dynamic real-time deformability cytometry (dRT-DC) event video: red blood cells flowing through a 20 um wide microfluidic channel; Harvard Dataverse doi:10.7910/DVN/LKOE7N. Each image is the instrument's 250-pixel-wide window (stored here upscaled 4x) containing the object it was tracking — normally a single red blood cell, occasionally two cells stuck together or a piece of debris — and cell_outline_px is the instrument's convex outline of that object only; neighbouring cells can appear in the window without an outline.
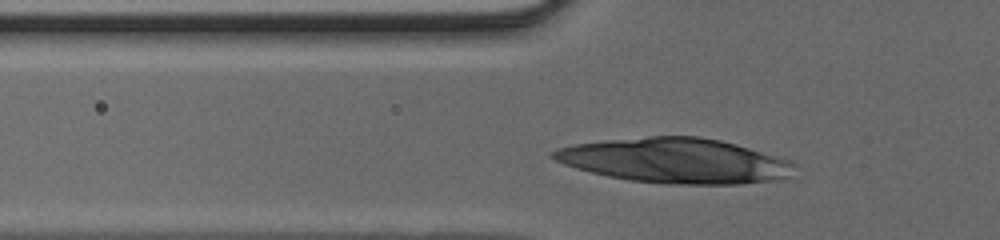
{"species": "human", "species_latin": "Homo sapiens", "temperature_condition": "cold", "stored_images_in_passage": 26, "camera_frame_rate_fps": 3000, "um_per_image_px": 0.085, "donor": {"sex": "male"}, "frame": {"image": 1, "passage_image": 3, "time_ms": 0.667, "image_size_px": [1000, 240], "cell_outline_px": [[792, 164], [784, 176], [780, 180], [740, 184], [664, 184], [632, 180], [608, 176], [576, 168], [564, 164], [548, 156], [556, 148], [572, 144], [608, 140], [648, 136], [696, 136], [720, 140], [736, 144], [788, 160]], "centroid_in_image_um": [57.3, 13.65], "position_along_channel_um": 68.5, "area_um2": 62.42}}